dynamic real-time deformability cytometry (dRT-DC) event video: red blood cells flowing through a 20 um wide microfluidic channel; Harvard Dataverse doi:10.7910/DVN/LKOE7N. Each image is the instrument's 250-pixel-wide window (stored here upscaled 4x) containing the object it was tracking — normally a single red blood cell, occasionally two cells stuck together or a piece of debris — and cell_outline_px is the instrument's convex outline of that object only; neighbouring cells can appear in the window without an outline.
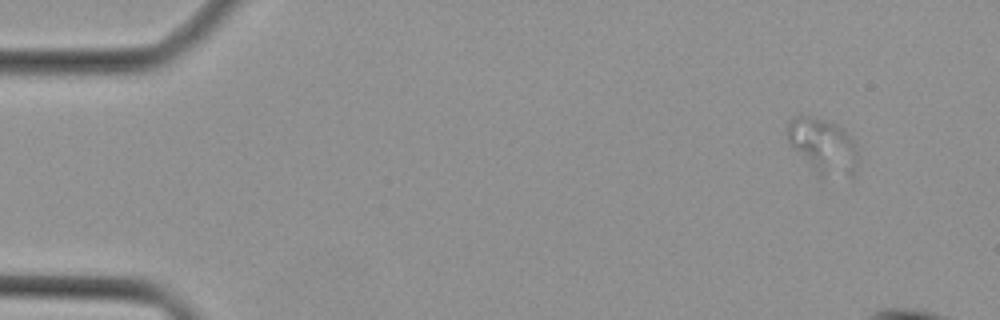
{"species": "Egyptian fruit bat (a non-hibernating species)", "species_latin": "Rousettus aegyptiacus", "temperature_condition": "cold", "stored_images_in_passage": 9, "camera_frame_rate_fps": 3000, "um_per_image_px": 0.085, "animal": {"sex": "female"}, "frame": {"image": 1, "passage_image": 1, "time_ms": 0.0, "image_size_px": [1000, 320], "cell_outline_px": [[856, 172], [852, 176], [820, 180], [788, 144], [788, 124], [792, 120], [800, 116], [820, 120], [836, 124], [844, 128], [852, 140], [856, 152]], "centroid_in_image_um": [69.96, 12.54], "position_along_channel_um": 15.0, "area_um2": 22.89}}